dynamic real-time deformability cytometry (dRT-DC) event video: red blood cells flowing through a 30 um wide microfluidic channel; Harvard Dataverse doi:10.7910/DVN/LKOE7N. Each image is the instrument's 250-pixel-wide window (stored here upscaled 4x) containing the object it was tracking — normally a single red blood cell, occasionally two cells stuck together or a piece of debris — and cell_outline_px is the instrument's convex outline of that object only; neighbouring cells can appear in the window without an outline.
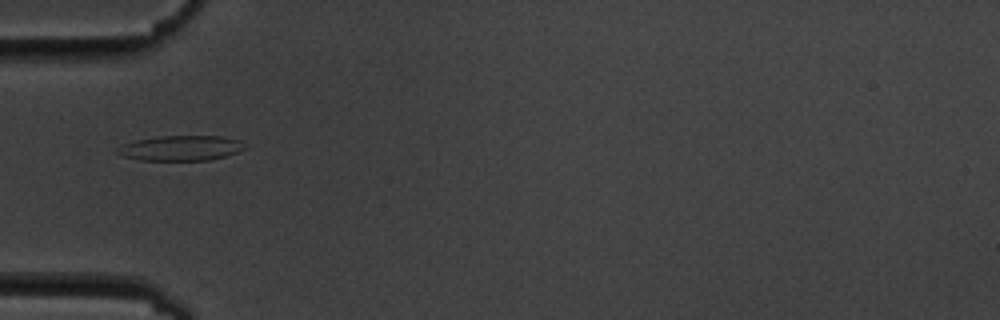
{"species": "common noctule bat (a hibernating species)", "species_latin": "Nyctalus noctula", "temperature_condition": "cold", "stored_images_in_passage": 8, "camera_frame_rate_fps": 3000, "um_per_image_px": 0.085, "animal": {"sex": "male", "body_mass_g": 19.5, "forearm_length_mm": 54.6}, "frame": {"image": 1, "passage_image": 6, "time_ms": 5.667, "image_size_px": [1000, 320], "cell_outline_px": [[248, 148], [224, 156], [208, 160], [140, 160], [120, 156], [116, 152], [116, 148], [124, 144], [136, 140], [160, 136], [224, 136], [240, 140], [248, 144]], "centroid_in_image_um": [15.4, 12.58], "position_along_channel_um": 69.6, "area_um2": 18.79}}
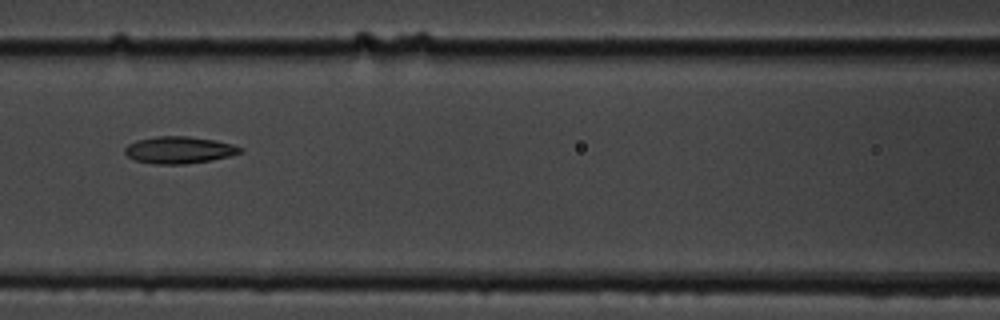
{"frame": {"image": 2, "passage_image": 8, "time_ms": 8.0, "image_size_px": [1000, 320], "cell_outline_px": [[244, 152], [212, 160], [184, 164], [152, 164], [136, 160], [128, 156], [124, 152], [124, 148], [128, 144], [140, 140], [156, 136], [188, 136], [216, 140], [232, 144], [244, 148]], "centroid_in_image_um": [15.26, 12.75], "position_along_channel_um": 151.3, "area_um2": 18.15}}